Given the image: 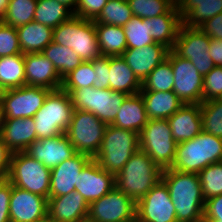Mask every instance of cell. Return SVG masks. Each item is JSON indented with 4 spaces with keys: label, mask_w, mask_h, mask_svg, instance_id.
Segmentation results:
<instances>
[{
    "label": "cell",
    "mask_w": 222,
    "mask_h": 222,
    "mask_svg": "<svg viewBox=\"0 0 222 222\" xmlns=\"http://www.w3.org/2000/svg\"><path fill=\"white\" fill-rule=\"evenodd\" d=\"M149 119H168L184 104L173 91H140Z\"/></svg>",
    "instance_id": "f1b7e54d"
},
{
    "label": "cell",
    "mask_w": 222,
    "mask_h": 222,
    "mask_svg": "<svg viewBox=\"0 0 222 222\" xmlns=\"http://www.w3.org/2000/svg\"><path fill=\"white\" fill-rule=\"evenodd\" d=\"M139 149L138 133L109 124L105 129L101 147L93 159L106 172L116 175Z\"/></svg>",
    "instance_id": "277c9868"
},
{
    "label": "cell",
    "mask_w": 222,
    "mask_h": 222,
    "mask_svg": "<svg viewBox=\"0 0 222 222\" xmlns=\"http://www.w3.org/2000/svg\"><path fill=\"white\" fill-rule=\"evenodd\" d=\"M89 204L77 191L49 197L47 214L57 222H79L88 217Z\"/></svg>",
    "instance_id": "7402d4cb"
},
{
    "label": "cell",
    "mask_w": 222,
    "mask_h": 222,
    "mask_svg": "<svg viewBox=\"0 0 222 222\" xmlns=\"http://www.w3.org/2000/svg\"><path fill=\"white\" fill-rule=\"evenodd\" d=\"M1 137L13 153L26 151L37 140L33 117L4 119Z\"/></svg>",
    "instance_id": "cb8c5ba5"
},
{
    "label": "cell",
    "mask_w": 222,
    "mask_h": 222,
    "mask_svg": "<svg viewBox=\"0 0 222 222\" xmlns=\"http://www.w3.org/2000/svg\"><path fill=\"white\" fill-rule=\"evenodd\" d=\"M140 149L162 170L171 168L177 142L173 139L167 119H149L139 134Z\"/></svg>",
    "instance_id": "9c48e42d"
},
{
    "label": "cell",
    "mask_w": 222,
    "mask_h": 222,
    "mask_svg": "<svg viewBox=\"0 0 222 222\" xmlns=\"http://www.w3.org/2000/svg\"><path fill=\"white\" fill-rule=\"evenodd\" d=\"M97 41L102 56H121L127 49L122 26L95 24Z\"/></svg>",
    "instance_id": "4dcf8cb0"
},
{
    "label": "cell",
    "mask_w": 222,
    "mask_h": 222,
    "mask_svg": "<svg viewBox=\"0 0 222 222\" xmlns=\"http://www.w3.org/2000/svg\"><path fill=\"white\" fill-rule=\"evenodd\" d=\"M195 222H208V220L202 218V219H200V220H198V221H195Z\"/></svg>",
    "instance_id": "91938a15"
},
{
    "label": "cell",
    "mask_w": 222,
    "mask_h": 222,
    "mask_svg": "<svg viewBox=\"0 0 222 222\" xmlns=\"http://www.w3.org/2000/svg\"><path fill=\"white\" fill-rule=\"evenodd\" d=\"M148 120L142 95L137 93L125 98L112 125L140 134Z\"/></svg>",
    "instance_id": "484cf974"
},
{
    "label": "cell",
    "mask_w": 222,
    "mask_h": 222,
    "mask_svg": "<svg viewBox=\"0 0 222 222\" xmlns=\"http://www.w3.org/2000/svg\"><path fill=\"white\" fill-rule=\"evenodd\" d=\"M25 152L50 169L77 154L65 133L55 137L37 139Z\"/></svg>",
    "instance_id": "ac0fdd59"
},
{
    "label": "cell",
    "mask_w": 222,
    "mask_h": 222,
    "mask_svg": "<svg viewBox=\"0 0 222 222\" xmlns=\"http://www.w3.org/2000/svg\"><path fill=\"white\" fill-rule=\"evenodd\" d=\"M106 127L107 124L93 113L74 109L65 135L77 153L87 154L93 159L101 147Z\"/></svg>",
    "instance_id": "30bf717a"
},
{
    "label": "cell",
    "mask_w": 222,
    "mask_h": 222,
    "mask_svg": "<svg viewBox=\"0 0 222 222\" xmlns=\"http://www.w3.org/2000/svg\"><path fill=\"white\" fill-rule=\"evenodd\" d=\"M222 161V138L201 131L191 140L178 143L170 169L199 173L208 165Z\"/></svg>",
    "instance_id": "3957f363"
},
{
    "label": "cell",
    "mask_w": 222,
    "mask_h": 222,
    "mask_svg": "<svg viewBox=\"0 0 222 222\" xmlns=\"http://www.w3.org/2000/svg\"><path fill=\"white\" fill-rule=\"evenodd\" d=\"M167 58L171 61L173 69V92L183 104H201L204 77L190 60L181 58L173 50L169 51Z\"/></svg>",
    "instance_id": "4fadbf2b"
},
{
    "label": "cell",
    "mask_w": 222,
    "mask_h": 222,
    "mask_svg": "<svg viewBox=\"0 0 222 222\" xmlns=\"http://www.w3.org/2000/svg\"><path fill=\"white\" fill-rule=\"evenodd\" d=\"M95 73L92 61L83 62L63 78L61 88L78 89L91 87L95 82Z\"/></svg>",
    "instance_id": "b9f144b4"
},
{
    "label": "cell",
    "mask_w": 222,
    "mask_h": 222,
    "mask_svg": "<svg viewBox=\"0 0 222 222\" xmlns=\"http://www.w3.org/2000/svg\"><path fill=\"white\" fill-rule=\"evenodd\" d=\"M136 222H177L169 190L162 180L136 202Z\"/></svg>",
    "instance_id": "9a60e30c"
},
{
    "label": "cell",
    "mask_w": 222,
    "mask_h": 222,
    "mask_svg": "<svg viewBox=\"0 0 222 222\" xmlns=\"http://www.w3.org/2000/svg\"><path fill=\"white\" fill-rule=\"evenodd\" d=\"M12 184L7 179L0 180V222H10L9 205Z\"/></svg>",
    "instance_id": "7dc6e473"
},
{
    "label": "cell",
    "mask_w": 222,
    "mask_h": 222,
    "mask_svg": "<svg viewBox=\"0 0 222 222\" xmlns=\"http://www.w3.org/2000/svg\"><path fill=\"white\" fill-rule=\"evenodd\" d=\"M167 120L177 144L193 139L202 131L200 104H184Z\"/></svg>",
    "instance_id": "603a6c76"
},
{
    "label": "cell",
    "mask_w": 222,
    "mask_h": 222,
    "mask_svg": "<svg viewBox=\"0 0 222 222\" xmlns=\"http://www.w3.org/2000/svg\"><path fill=\"white\" fill-rule=\"evenodd\" d=\"M34 222H57L55 221L54 219H52L48 214L41 218V219H38L37 221H34Z\"/></svg>",
    "instance_id": "9f6ffc18"
},
{
    "label": "cell",
    "mask_w": 222,
    "mask_h": 222,
    "mask_svg": "<svg viewBox=\"0 0 222 222\" xmlns=\"http://www.w3.org/2000/svg\"><path fill=\"white\" fill-rule=\"evenodd\" d=\"M182 24L176 4L166 13L149 18V29L155 43L173 49L179 28Z\"/></svg>",
    "instance_id": "4316f807"
},
{
    "label": "cell",
    "mask_w": 222,
    "mask_h": 222,
    "mask_svg": "<svg viewBox=\"0 0 222 222\" xmlns=\"http://www.w3.org/2000/svg\"><path fill=\"white\" fill-rule=\"evenodd\" d=\"M108 0H78L73 16L85 20H95Z\"/></svg>",
    "instance_id": "f6af8a7d"
},
{
    "label": "cell",
    "mask_w": 222,
    "mask_h": 222,
    "mask_svg": "<svg viewBox=\"0 0 222 222\" xmlns=\"http://www.w3.org/2000/svg\"><path fill=\"white\" fill-rule=\"evenodd\" d=\"M198 176L205 201L222 194V161L208 165Z\"/></svg>",
    "instance_id": "ab89813d"
},
{
    "label": "cell",
    "mask_w": 222,
    "mask_h": 222,
    "mask_svg": "<svg viewBox=\"0 0 222 222\" xmlns=\"http://www.w3.org/2000/svg\"><path fill=\"white\" fill-rule=\"evenodd\" d=\"M74 107L70 95L62 88L51 90L43 106L33 116L37 139L55 137L66 132Z\"/></svg>",
    "instance_id": "8992f818"
},
{
    "label": "cell",
    "mask_w": 222,
    "mask_h": 222,
    "mask_svg": "<svg viewBox=\"0 0 222 222\" xmlns=\"http://www.w3.org/2000/svg\"><path fill=\"white\" fill-rule=\"evenodd\" d=\"M48 199L12 185L10 222H34L47 215Z\"/></svg>",
    "instance_id": "e0dca14e"
},
{
    "label": "cell",
    "mask_w": 222,
    "mask_h": 222,
    "mask_svg": "<svg viewBox=\"0 0 222 222\" xmlns=\"http://www.w3.org/2000/svg\"><path fill=\"white\" fill-rule=\"evenodd\" d=\"M5 88L0 84V104H2Z\"/></svg>",
    "instance_id": "6f0895ef"
},
{
    "label": "cell",
    "mask_w": 222,
    "mask_h": 222,
    "mask_svg": "<svg viewBox=\"0 0 222 222\" xmlns=\"http://www.w3.org/2000/svg\"><path fill=\"white\" fill-rule=\"evenodd\" d=\"M170 49L161 43L141 48H127L121 55L134 74L142 82L150 72L164 60Z\"/></svg>",
    "instance_id": "44dd1931"
},
{
    "label": "cell",
    "mask_w": 222,
    "mask_h": 222,
    "mask_svg": "<svg viewBox=\"0 0 222 222\" xmlns=\"http://www.w3.org/2000/svg\"><path fill=\"white\" fill-rule=\"evenodd\" d=\"M127 48H141L154 44L149 29V19L133 16L124 26Z\"/></svg>",
    "instance_id": "74e56055"
},
{
    "label": "cell",
    "mask_w": 222,
    "mask_h": 222,
    "mask_svg": "<svg viewBox=\"0 0 222 222\" xmlns=\"http://www.w3.org/2000/svg\"><path fill=\"white\" fill-rule=\"evenodd\" d=\"M203 81V102L222 98V66H215Z\"/></svg>",
    "instance_id": "ee69618b"
},
{
    "label": "cell",
    "mask_w": 222,
    "mask_h": 222,
    "mask_svg": "<svg viewBox=\"0 0 222 222\" xmlns=\"http://www.w3.org/2000/svg\"><path fill=\"white\" fill-rule=\"evenodd\" d=\"M136 17L152 18L166 14L176 3L175 0H127Z\"/></svg>",
    "instance_id": "60d3db41"
},
{
    "label": "cell",
    "mask_w": 222,
    "mask_h": 222,
    "mask_svg": "<svg viewBox=\"0 0 222 222\" xmlns=\"http://www.w3.org/2000/svg\"><path fill=\"white\" fill-rule=\"evenodd\" d=\"M208 222H219L218 220H208Z\"/></svg>",
    "instance_id": "94428289"
},
{
    "label": "cell",
    "mask_w": 222,
    "mask_h": 222,
    "mask_svg": "<svg viewBox=\"0 0 222 222\" xmlns=\"http://www.w3.org/2000/svg\"><path fill=\"white\" fill-rule=\"evenodd\" d=\"M161 180L173 202L177 222H195L203 218L205 200L197 173L164 169Z\"/></svg>",
    "instance_id": "6da1fadb"
},
{
    "label": "cell",
    "mask_w": 222,
    "mask_h": 222,
    "mask_svg": "<svg viewBox=\"0 0 222 222\" xmlns=\"http://www.w3.org/2000/svg\"><path fill=\"white\" fill-rule=\"evenodd\" d=\"M109 89L127 95L140 92L142 82L127 65L122 56H109Z\"/></svg>",
    "instance_id": "83f0119b"
},
{
    "label": "cell",
    "mask_w": 222,
    "mask_h": 222,
    "mask_svg": "<svg viewBox=\"0 0 222 222\" xmlns=\"http://www.w3.org/2000/svg\"><path fill=\"white\" fill-rule=\"evenodd\" d=\"M87 218L93 222H136V202L114 187L89 204Z\"/></svg>",
    "instance_id": "7c38bea8"
},
{
    "label": "cell",
    "mask_w": 222,
    "mask_h": 222,
    "mask_svg": "<svg viewBox=\"0 0 222 222\" xmlns=\"http://www.w3.org/2000/svg\"><path fill=\"white\" fill-rule=\"evenodd\" d=\"M3 122H4L3 108L2 104H0V136L2 134Z\"/></svg>",
    "instance_id": "11a10c76"
},
{
    "label": "cell",
    "mask_w": 222,
    "mask_h": 222,
    "mask_svg": "<svg viewBox=\"0 0 222 222\" xmlns=\"http://www.w3.org/2000/svg\"><path fill=\"white\" fill-rule=\"evenodd\" d=\"M37 0H9L6 14L1 20L15 28L34 21Z\"/></svg>",
    "instance_id": "8d00e7d4"
},
{
    "label": "cell",
    "mask_w": 222,
    "mask_h": 222,
    "mask_svg": "<svg viewBox=\"0 0 222 222\" xmlns=\"http://www.w3.org/2000/svg\"><path fill=\"white\" fill-rule=\"evenodd\" d=\"M92 66L95 73L94 88H109V57L101 56L92 60Z\"/></svg>",
    "instance_id": "bcb514c9"
},
{
    "label": "cell",
    "mask_w": 222,
    "mask_h": 222,
    "mask_svg": "<svg viewBox=\"0 0 222 222\" xmlns=\"http://www.w3.org/2000/svg\"><path fill=\"white\" fill-rule=\"evenodd\" d=\"M162 172L148 154L139 149L115 175V187L137 202L161 181Z\"/></svg>",
    "instance_id": "7a4b0ae2"
},
{
    "label": "cell",
    "mask_w": 222,
    "mask_h": 222,
    "mask_svg": "<svg viewBox=\"0 0 222 222\" xmlns=\"http://www.w3.org/2000/svg\"><path fill=\"white\" fill-rule=\"evenodd\" d=\"M60 3L65 4L67 7H69L73 12L76 9V5L78 0H56Z\"/></svg>",
    "instance_id": "db71d44e"
},
{
    "label": "cell",
    "mask_w": 222,
    "mask_h": 222,
    "mask_svg": "<svg viewBox=\"0 0 222 222\" xmlns=\"http://www.w3.org/2000/svg\"><path fill=\"white\" fill-rule=\"evenodd\" d=\"M50 91L27 85L5 90L2 101L4 119L33 117Z\"/></svg>",
    "instance_id": "5bb4252c"
},
{
    "label": "cell",
    "mask_w": 222,
    "mask_h": 222,
    "mask_svg": "<svg viewBox=\"0 0 222 222\" xmlns=\"http://www.w3.org/2000/svg\"><path fill=\"white\" fill-rule=\"evenodd\" d=\"M41 53L53 63L62 79L83 63L71 48L53 41Z\"/></svg>",
    "instance_id": "836d02e7"
},
{
    "label": "cell",
    "mask_w": 222,
    "mask_h": 222,
    "mask_svg": "<svg viewBox=\"0 0 222 222\" xmlns=\"http://www.w3.org/2000/svg\"><path fill=\"white\" fill-rule=\"evenodd\" d=\"M22 54L41 53L51 42L53 29L36 21L16 28Z\"/></svg>",
    "instance_id": "f546056e"
},
{
    "label": "cell",
    "mask_w": 222,
    "mask_h": 222,
    "mask_svg": "<svg viewBox=\"0 0 222 222\" xmlns=\"http://www.w3.org/2000/svg\"><path fill=\"white\" fill-rule=\"evenodd\" d=\"M115 187V175L106 172L91 159L80 172L75 191L79 192L86 202L100 199Z\"/></svg>",
    "instance_id": "2e32d148"
},
{
    "label": "cell",
    "mask_w": 222,
    "mask_h": 222,
    "mask_svg": "<svg viewBox=\"0 0 222 222\" xmlns=\"http://www.w3.org/2000/svg\"><path fill=\"white\" fill-rule=\"evenodd\" d=\"M182 24L199 27L222 13V0H175Z\"/></svg>",
    "instance_id": "d4e9b609"
},
{
    "label": "cell",
    "mask_w": 222,
    "mask_h": 222,
    "mask_svg": "<svg viewBox=\"0 0 222 222\" xmlns=\"http://www.w3.org/2000/svg\"><path fill=\"white\" fill-rule=\"evenodd\" d=\"M198 28L210 38L222 40V13L210 18Z\"/></svg>",
    "instance_id": "681fc988"
},
{
    "label": "cell",
    "mask_w": 222,
    "mask_h": 222,
    "mask_svg": "<svg viewBox=\"0 0 222 222\" xmlns=\"http://www.w3.org/2000/svg\"><path fill=\"white\" fill-rule=\"evenodd\" d=\"M52 41L71 48L83 62L102 56L93 20L72 16L53 29Z\"/></svg>",
    "instance_id": "5b68a950"
},
{
    "label": "cell",
    "mask_w": 222,
    "mask_h": 222,
    "mask_svg": "<svg viewBox=\"0 0 222 222\" xmlns=\"http://www.w3.org/2000/svg\"><path fill=\"white\" fill-rule=\"evenodd\" d=\"M203 218L222 222V194L205 201Z\"/></svg>",
    "instance_id": "c3c4849f"
},
{
    "label": "cell",
    "mask_w": 222,
    "mask_h": 222,
    "mask_svg": "<svg viewBox=\"0 0 222 222\" xmlns=\"http://www.w3.org/2000/svg\"><path fill=\"white\" fill-rule=\"evenodd\" d=\"M209 43L210 37L198 27L181 24L172 50L181 58L190 60L204 77L215 67L208 52Z\"/></svg>",
    "instance_id": "8fae6325"
},
{
    "label": "cell",
    "mask_w": 222,
    "mask_h": 222,
    "mask_svg": "<svg viewBox=\"0 0 222 222\" xmlns=\"http://www.w3.org/2000/svg\"><path fill=\"white\" fill-rule=\"evenodd\" d=\"M209 54L215 66H222V40L210 38Z\"/></svg>",
    "instance_id": "816d5d0a"
},
{
    "label": "cell",
    "mask_w": 222,
    "mask_h": 222,
    "mask_svg": "<svg viewBox=\"0 0 222 222\" xmlns=\"http://www.w3.org/2000/svg\"><path fill=\"white\" fill-rule=\"evenodd\" d=\"M73 11L56 0H37L34 21L52 29L69 20Z\"/></svg>",
    "instance_id": "1f68e13d"
},
{
    "label": "cell",
    "mask_w": 222,
    "mask_h": 222,
    "mask_svg": "<svg viewBox=\"0 0 222 222\" xmlns=\"http://www.w3.org/2000/svg\"><path fill=\"white\" fill-rule=\"evenodd\" d=\"M51 169L45 167L29 154H12L10 169L6 179L20 189L49 198Z\"/></svg>",
    "instance_id": "ba28073f"
},
{
    "label": "cell",
    "mask_w": 222,
    "mask_h": 222,
    "mask_svg": "<svg viewBox=\"0 0 222 222\" xmlns=\"http://www.w3.org/2000/svg\"><path fill=\"white\" fill-rule=\"evenodd\" d=\"M133 16L127 0H108L94 22L123 27Z\"/></svg>",
    "instance_id": "d590c367"
},
{
    "label": "cell",
    "mask_w": 222,
    "mask_h": 222,
    "mask_svg": "<svg viewBox=\"0 0 222 222\" xmlns=\"http://www.w3.org/2000/svg\"><path fill=\"white\" fill-rule=\"evenodd\" d=\"M22 54L17 30L0 20V57Z\"/></svg>",
    "instance_id": "7bdbcfd3"
},
{
    "label": "cell",
    "mask_w": 222,
    "mask_h": 222,
    "mask_svg": "<svg viewBox=\"0 0 222 222\" xmlns=\"http://www.w3.org/2000/svg\"><path fill=\"white\" fill-rule=\"evenodd\" d=\"M13 152L8 148V146L3 142L0 136V178L6 179L12 158Z\"/></svg>",
    "instance_id": "f907efd6"
},
{
    "label": "cell",
    "mask_w": 222,
    "mask_h": 222,
    "mask_svg": "<svg viewBox=\"0 0 222 222\" xmlns=\"http://www.w3.org/2000/svg\"><path fill=\"white\" fill-rule=\"evenodd\" d=\"M174 75L171 61L167 58L157 65L142 81L140 91H173Z\"/></svg>",
    "instance_id": "e575fe53"
},
{
    "label": "cell",
    "mask_w": 222,
    "mask_h": 222,
    "mask_svg": "<svg viewBox=\"0 0 222 222\" xmlns=\"http://www.w3.org/2000/svg\"><path fill=\"white\" fill-rule=\"evenodd\" d=\"M202 130L222 138V98L200 104Z\"/></svg>",
    "instance_id": "f35d334b"
},
{
    "label": "cell",
    "mask_w": 222,
    "mask_h": 222,
    "mask_svg": "<svg viewBox=\"0 0 222 222\" xmlns=\"http://www.w3.org/2000/svg\"><path fill=\"white\" fill-rule=\"evenodd\" d=\"M25 85L44 87L50 90L60 89L62 78L53 63L42 53L24 54Z\"/></svg>",
    "instance_id": "ffe728a7"
},
{
    "label": "cell",
    "mask_w": 222,
    "mask_h": 222,
    "mask_svg": "<svg viewBox=\"0 0 222 222\" xmlns=\"http://www.w3.org/2000/svg\"><path fill=\"white\" fill-rule=\"evenodd\" d=\"M79 222H93V221H91V220H89L88 218H86V219L81 220V221H79Z\"/></svg>",
    "instance_id": "680465c9"
},
{
    "label": "cell",
    "mask_w": 222,
    "mask_h": 222,
    "mask_svg": "<svg viewBox=\"0 0 222 222\" xmlns=\"http://www.w3.org/2000/svg\"><path fill=\"white\" fill-rule=\"evenodd\" d=\"M8 3L9 0H0V20H2L6 14Z\"/></svg>",
    "instance_id": "f5cc1de1"
},
{
    "label": "cell",
    "mask_w": 222,
    "mask_h": 222,
    "mask_svg": "<svg viewBox=\"0 0 222 222\" xmlns=\"http://www.w3.org/2000/svg\"><path fill=\"white\" fill-rule=\"evenodd\" d=\"M92 158L77 153L51 169L49 197H58L75 191L80 172Z\"/></svg>",
    "instance_id": "d6986e66"
},
{
    "label": "cell",
    "mask_w": 222,
    "mask_h": 222,
    "mask_svg": "<svg viewBox=\"0 0 222 222\" xmlns=\"http://www.w3.org/2000/svg\"><path fill=\"white\" fill-rule=\"evenodd\" d=\"M0 84L5 90L25 86L24 54L0 57Z\"/></svg>",
    "instance_id": "d6a6232c"
},
{
    "label": "cell",
    "mask_w": 222,
    "mask_h": 222,
    "mask_svg": "<svg viewBox=\"0 0 222 222\" xmlns=\"http://www.w3.org/2000/svg\"><path fill=\"white\" fill-rule=\"evenodd\" d=\"M63 90L70 95L74 109L93 113L107 125L114 122L123 101L128 96L120 91L93 86Z\"/></svg>",
    "instance_id": "52a82bcc"
}]
</instances>
